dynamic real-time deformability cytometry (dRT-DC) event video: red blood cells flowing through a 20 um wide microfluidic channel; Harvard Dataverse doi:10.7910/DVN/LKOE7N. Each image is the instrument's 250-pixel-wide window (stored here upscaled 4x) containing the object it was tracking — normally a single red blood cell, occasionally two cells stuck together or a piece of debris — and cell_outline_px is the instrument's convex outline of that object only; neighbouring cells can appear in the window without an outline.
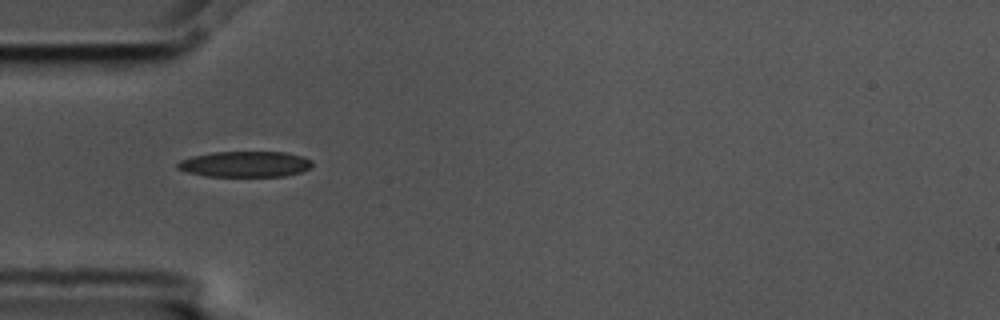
{"species": "common noctule bat (a hibernating species)", "species_latin": "Nyctalus noctula", "temperature_condition": "cold", "stored_images_in_passage": 2, "camera_frame_rate_fps": 3000, "um_per_image_px": 0.085, "animal": {"sex": "male", "body_mass_g": 17.5, "forearm_length_mm": 52.3}, "frame": {"image": 1, "passage_image": 1, "time_ms": 0.0, "image_size_px": [1000, 320], "cell_outline_px": [[312, 168], [300, 172], [284, 176], [208, 176], [188, 172], [176, 168], [176, 164], [180, 160], [192, 156], [212, 152], [284, 152], [304, 156], [312, 160]], "centroid_in_image_um": [20.86, 13.94], "position_along_channel_um": 64.1, "area_um2": 20.29}}